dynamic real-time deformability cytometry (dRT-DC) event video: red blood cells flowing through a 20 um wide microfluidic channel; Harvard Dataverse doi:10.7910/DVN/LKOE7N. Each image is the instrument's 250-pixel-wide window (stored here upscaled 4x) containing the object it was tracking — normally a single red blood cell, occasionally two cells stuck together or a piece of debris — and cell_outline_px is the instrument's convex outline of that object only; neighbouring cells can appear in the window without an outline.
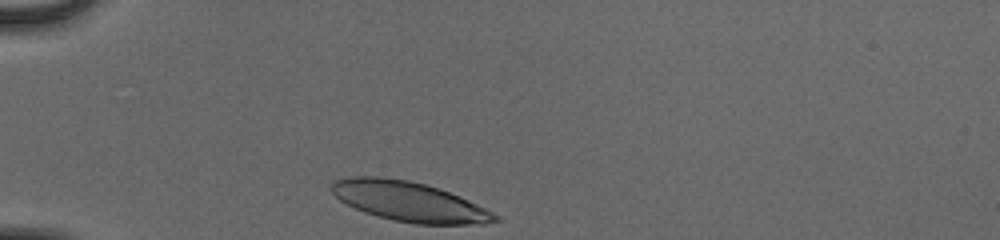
{"species": "human", "species_latin": "Homo sapiens", "temperature_condition": "cold", "stored_images_in_passage": 30, "camera_frame_rate_fps": 3000, "um_per_image_px": 0.085, "donor": {"sex": "male"}, "frame": {"image": 1, "passage_image": 1, "time_ms": 0.0, "image_size_px": [1000, 240], "cell_outline_px": [[500, 220], [484, 224], [416, 224], [392, 220], [376, 216], [364, 212], [340, 200], [332, 192], [332, 180], [352, 176], [376, 176], [408, 180], [424, 184], [460, 196], [500, 216]], "centroid_in_image_um": [34.76, 17.13], "position_along_channel_um": 50.2, "area_um2": 37.63}}
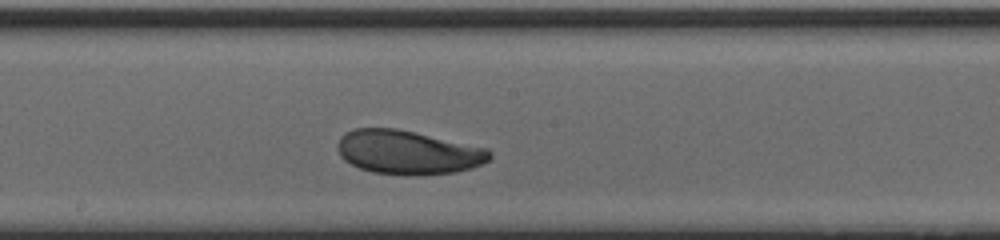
{"frame": {"image": 2, "passage_image": 16, "time_ms": 5.0, "image_size_px": [1000, 240], "cell_outline_px": [[492, 156], [488, 160], [472, 168], [456, 172], [420, 176], [404, 176], [372, 172], [360, 168], [344, 160], [340, 156], [340, 136], [344, 132], [352, 128], [396, 128], [488, 148], [492, 152]], "centroid_in_image_um": [34.69, 12.96], "position_along_channel_um": 213.5, "area_um2": 39.13}}
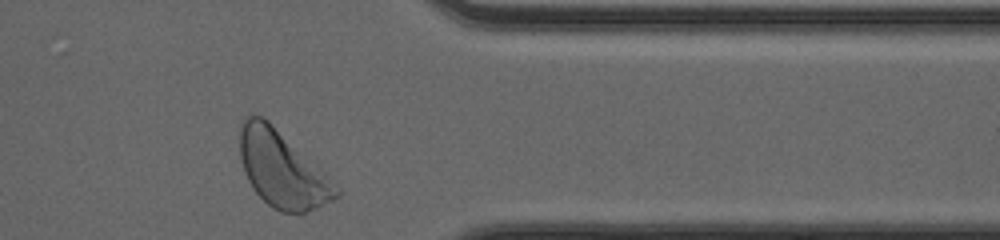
{"frame": {"image": 3, "passage_image": 30, "time_ms": 9.667, "image_size_px": [1000, 240], "cell_outline_px": [[340, 192], [332, 200], [316, 208], [304, 212], [280, 212], [272, 208], [252, 188], [244, 172], [240, 156], [240, 124], [244, 116], [252, 112], [268, 120], [320, 168], [340, 188]], "centroid_in_image_um": [23.94, 14.36], "position_along_channel_um": 387.5, "area_um2": 42.48}, "authors_computed_cell_mechanics": {"area_um2": 38.4948, "velocity_mm_per_s": 3.871, "shape_relaxation_time_tau1_ms": 1.9887, "shape_relaxation_time_tau2_ms": 2.5949, "deformation_change_tau1": 0.1097, "deformation_change_tau2": 0.0834}}